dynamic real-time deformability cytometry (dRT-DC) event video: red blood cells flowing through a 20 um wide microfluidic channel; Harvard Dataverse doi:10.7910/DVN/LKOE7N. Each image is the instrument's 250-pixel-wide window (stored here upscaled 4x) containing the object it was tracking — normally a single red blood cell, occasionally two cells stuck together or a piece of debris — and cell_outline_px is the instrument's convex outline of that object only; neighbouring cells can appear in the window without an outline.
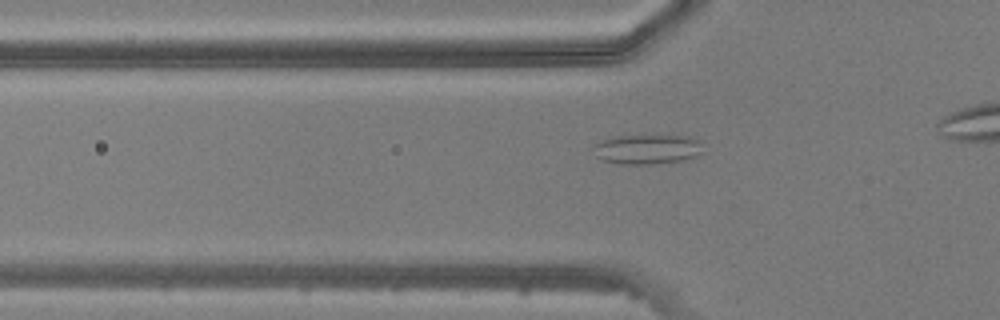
{"species": "common noctule bat (a hibernating species)", "species_latin": "Nyctalus noctula", "temperature_condition": "warm", "stored_images_in_passage": 24, "camera_frame_rate_fps": 3000, "um_per_image_px": 0.085, "animal": {"sex": "male", "body_mass_g": 20.5, "forearm_length_mm": 52.5}, "frame": {"image": 1, "passage_image": 7, "time_ms": 2.0, "image_size_px": [1000, 320], "cell_outline_px": [[700, 152], [696, 156], [684, 160], [652, 164], [620, 164], [604, 160], [596, 156], [592, 148], [592, 144], [616, 136], [672, 132], [688, 136], [700, 140]], "centroid_in_image_um": [55.03, 12.62], "position_along_channel_um": 70.8, "area_um2": 19.83}}
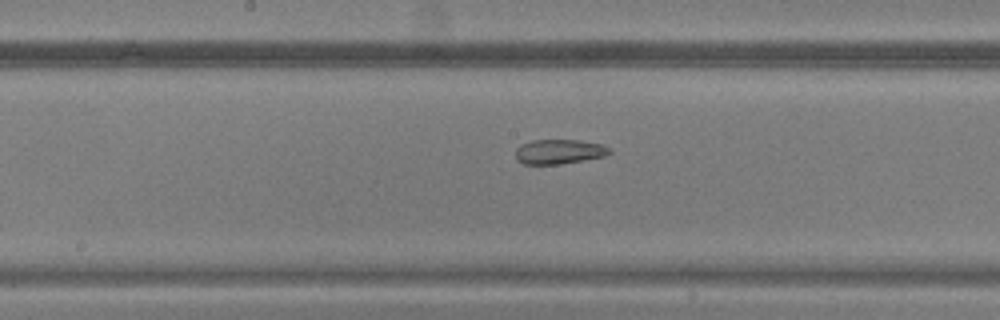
{"frame": {"image": 2, "passage_image": 16, "time_ms": 5.0, "image_size_px": [1000, 320], "cell_outline_px": [[612, 152], [604, 156], [584, 160], [560, 164], [524, 164], [516, 160], [516, 148], [532, 140], [580, 140], [600, 144], [612, 148]], "centroid_in_image_um": [47.55, 12.89], "position_along_channel_um": 200.7, "area_um2": 13.47}}
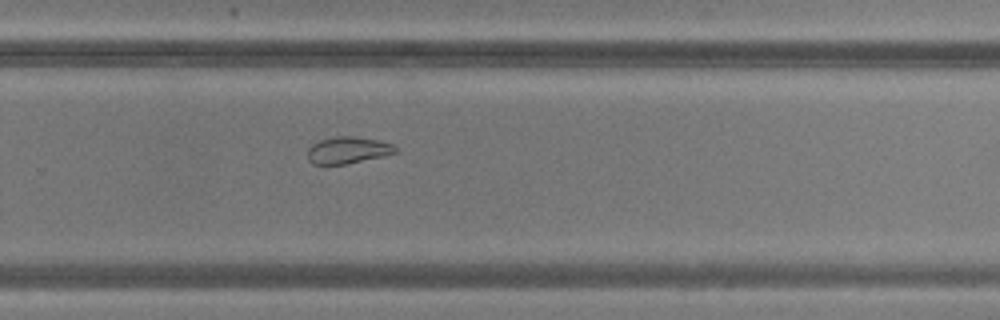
{"frame": {"image": 3, "passage_image": 23, "time_ms": 7.333, "image_size_px": [1000, 320], "cell_outline_px": [[396, 152], [384, 156], [344, 164], [312, 164], [308, 160], [308, 148], [312, 144], [320, 140], [336, 136], [352, 136], [376, 140], [392, 144], [396, 148]], "centroid_in_image_um": [29.53, 12.76], "position_along_channel_um": 300.3, "area_um2": 13.53}}